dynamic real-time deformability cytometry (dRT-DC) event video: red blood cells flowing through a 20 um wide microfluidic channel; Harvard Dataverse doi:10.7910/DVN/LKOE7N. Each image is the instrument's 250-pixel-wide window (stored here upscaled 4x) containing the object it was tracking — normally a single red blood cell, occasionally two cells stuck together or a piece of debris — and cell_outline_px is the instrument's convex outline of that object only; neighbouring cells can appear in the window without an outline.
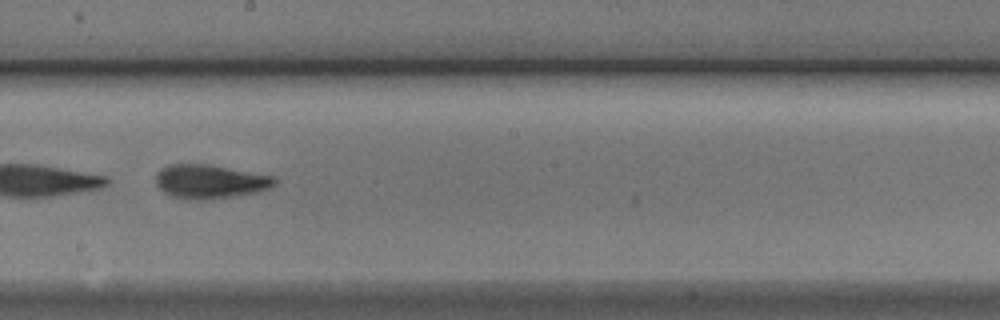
{"species": "Egyptian fruit bat (a non-hibernating species)", "species_latin": "Rousettus aegyptiacus", "temperature_condition": "cold", "stored_images_in_passage": 51, "camera_frame_rate_fps": 3000, "um_per_image_px": 0.085, "animal": {"sex": "male"}, "frame": {"image": 1, "passage_image": 30, "time_ms": 9.667, "image_size_px": [1000, 320], "cell_outline_px": [[276, 184], [272, 188], [260, 192], [236, 196], [208, 200], [184, 200], [172, 196], [164, 192], [156, 184], [156, 172], [160, 168], [168, 164], [208, 164], [276, 176]], "centroid_in_image_um": [17.88, 15.44], "position_along_channel_um": 230.3, "area_um2": 24.04}}